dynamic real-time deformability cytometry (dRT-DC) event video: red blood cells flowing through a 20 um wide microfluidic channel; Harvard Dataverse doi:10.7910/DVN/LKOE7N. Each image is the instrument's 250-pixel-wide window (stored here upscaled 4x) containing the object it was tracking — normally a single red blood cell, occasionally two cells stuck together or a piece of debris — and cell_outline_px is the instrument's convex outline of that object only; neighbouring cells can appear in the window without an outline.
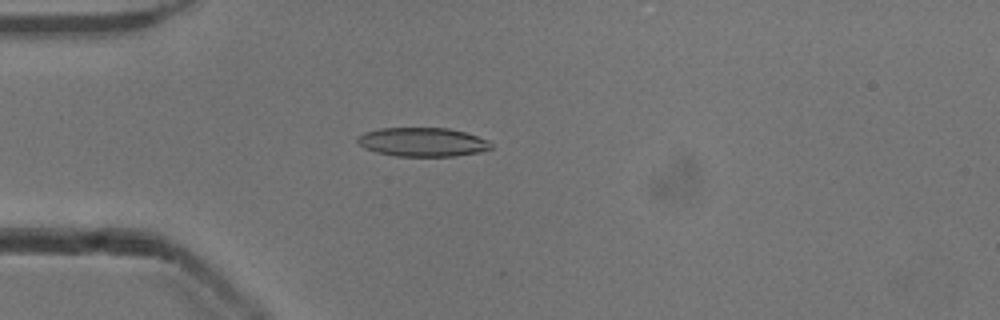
{"species": "common noctule bat (a hibernating species)", "species_latin": "Nyctalus noctula", "temperature_condition": "cold", "stored_images_in_passage": 39, "camera_frame_rate_fps": 3000, "um_per_image_px": 0.085, "animal": {"sex": "male", "body_mass_g": 13.3}, "frame": {"image": 1, "passage_image": 1, "time_ms": 0.0, "image_size_px": [1000, 320], "cell_outline_px": [[492, 148], [480, 152], [456, 156], [396, 156], [376, 152], [364, 148], [356, 140], [356, 136], [364, 132], [380, 128], [448, 128], [464, 132], [488, 140], [492, 144]], "centroid_in_image_um": [35.89, 12.07], "position_along_channel_um": 49.1, "area_um2": 22.54}}
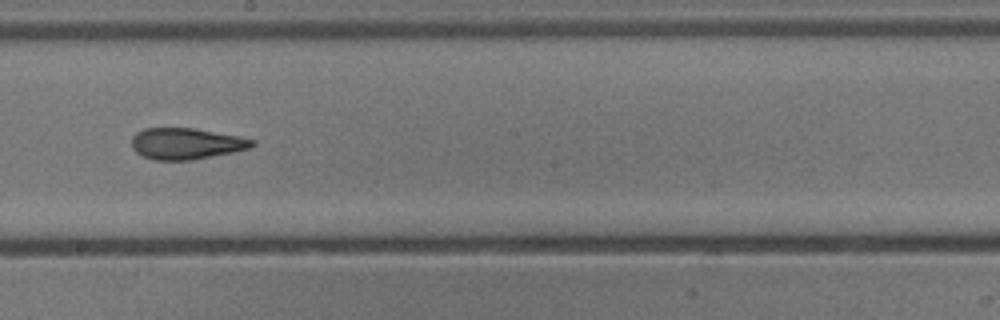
{"frame": {"image": 2, "passage_image": 16, "time_ms": 5.0, "image_size_px": [1000, 320], "cell_outline_px": [[256, 144], [252, 148], [192, 160], [152, 160], [136, 152], [132, 148], [132, 136], [136, 132], [144, 128], [192, 128], [240, 136], [256, 140]], "centroid_in_image_um": [15.84, 12.2], "position_along_channel_um": 232.4, "area_um2": 22.08}}
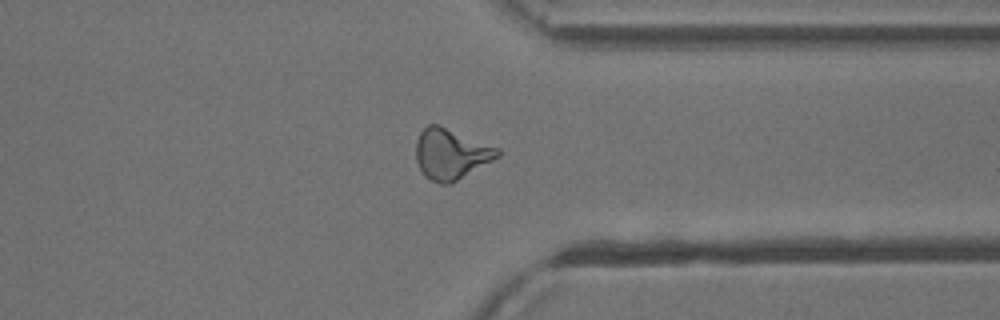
{"frame": {"image": 3, "passage_image": 27, "time_ms": 8.667, "image_size_px": [1000, 320], "cell_outline_px": [[500, 156], [456, 180], [448, 184], [440, 184], [424, 176], [416, 160], [416, 140], [420, 132], [428, 124], [436, 124], [500, 148]], "centroid_in_image_um": [38.31, 13.08], "position_along_channel_um": 373.1, "area_um2": 23.7}, "authors_computed_cell_mechanics": {"area_um2": 22.7732, "velocity_mm_per_s": 3.9212, "shape_relaxation_time_tau1_ms": 8.6391, "shape_relaxation_time_tau2_ms": 2.462, "deformation_change_tau1": 0.2157, "deformation_change_tau2": 0.115}}